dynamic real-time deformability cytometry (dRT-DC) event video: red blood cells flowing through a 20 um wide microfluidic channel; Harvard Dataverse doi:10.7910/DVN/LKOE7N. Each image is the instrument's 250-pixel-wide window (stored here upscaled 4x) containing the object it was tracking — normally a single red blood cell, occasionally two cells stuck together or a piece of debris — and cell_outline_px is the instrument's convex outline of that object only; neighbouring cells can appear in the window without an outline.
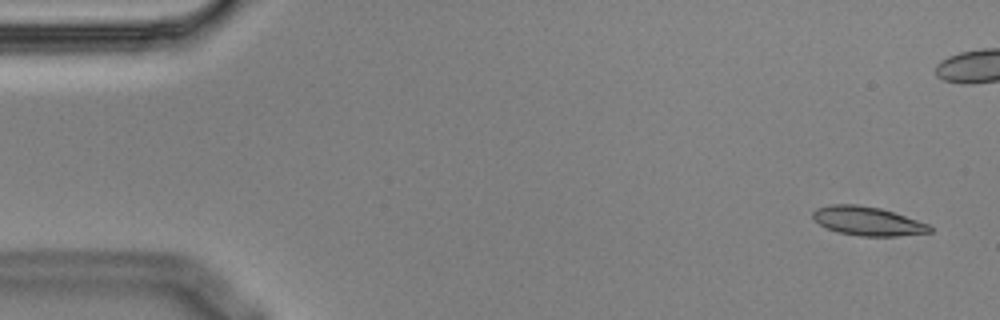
{"species": "Egyptian fruit bat (a non-hibernating species)", "species_latin": "Rousettus aegyptiacus", "temperature_condition": "cold", "stored_images_in_passage": 7, "camera_frame_rate_fps": 3000, "um_per_image_px": 0.085, "animal": {"sex": "male"}, "frame": {"image": 1, "passage_image": 1, "time_ms": 0.0, "image_size_px": [1000, 320], "cell_outline_px": [[932, 232], [896, 236], [860, 236], [836, 232], [820, 224], [812, 216], [812, 212], [816, 208], [832, 204], [856, 204], [880, 208], [928, 224], [932, 228]], "centroid_in_image_um": [73.72, 18.79], "position_along_channel_um": 11.3, "area_um2": 19.48}}